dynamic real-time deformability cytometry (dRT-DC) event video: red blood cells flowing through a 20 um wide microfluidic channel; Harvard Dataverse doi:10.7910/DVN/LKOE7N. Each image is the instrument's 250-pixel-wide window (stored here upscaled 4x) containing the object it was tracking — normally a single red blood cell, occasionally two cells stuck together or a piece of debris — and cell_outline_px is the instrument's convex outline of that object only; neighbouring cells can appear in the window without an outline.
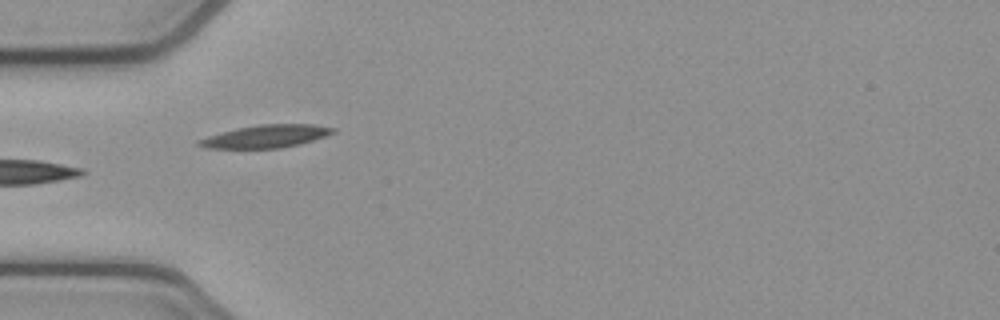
{"species": "common noctule bat (a hibernating species)", "species_latin": "Nyctalus noctula", "temperature_condition": "cold", "stored_images_in_passage": 4, "camera_frame_rate_fps": 3000, "um_per_image_px": 0.085, "animal": {"sex": "female", "body_mass_g": 21.9}, "frame": {"image": 1, "passage_image": 3, "time_ms": 0.667, "image_size_px": [1000, 320], "cell_outline_px": [[336, 132], [300, 144], [280, 148], [208, 148], [196, 144], [196, 140], [208, 136], [236, 128], [260, 124], [312, 124], [336, 128]], "centroid_in_image_um": [22.6, 11.58], "position_along_channel_um": 62.4, "area_um2": 17.69}}
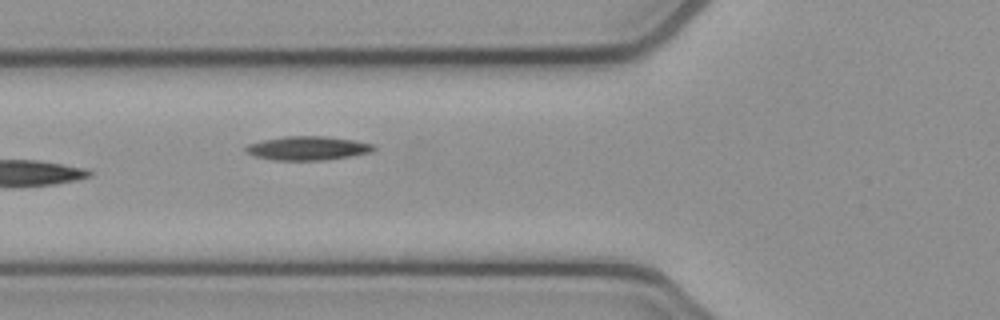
{"frame": {"image": 2, "passage_image": 4, "time_ms": 1.0, "image_size_px": [1000, 320], "cell_outline_px": [[376, 148], [372, 152], [352, 156], [328, 160], [272, 160], [252, 156], [244, 148], [248, 144], [264, 140], [284, 136], [324, 136], [356, 140], [372, 144]], "centroid_in_image_um": [26.17, 12.6], "position_along_channel_um": 99.6, "area_um2": 17.92}}